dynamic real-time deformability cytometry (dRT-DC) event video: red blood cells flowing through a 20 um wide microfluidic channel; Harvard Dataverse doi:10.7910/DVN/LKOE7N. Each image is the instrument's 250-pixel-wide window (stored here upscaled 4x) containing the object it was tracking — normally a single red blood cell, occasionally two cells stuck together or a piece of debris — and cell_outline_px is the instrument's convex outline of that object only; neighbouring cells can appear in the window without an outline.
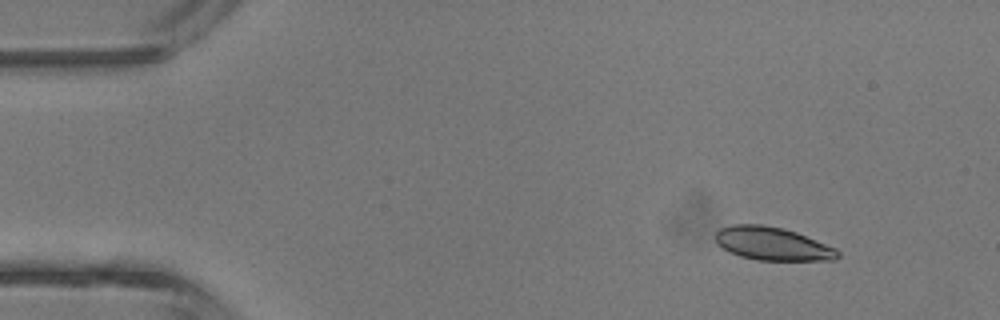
{"species": "common noctule bat (a hibernating species)", "species_latin": "Nyctalus noctula", "temperature_condition": "room temperature", "stored_images_in_passage": 5, "camera_frame_rate_fps": 3000, "um_per_image_px": 0.085, "animal": {"sex": "male", "body_mass_g": 13.3}, "frame": {"image": 1, "passage_image": 2, "time_ms": 1.0, "image_size_px": [1000, 320], "cell_outline_px": [[840, 256], [836, 260], [756, 260], [740, 256], [716, 244], [716, 232], [720, 228], [732, 224], [760, 224], [780, 228], [796, 232], [836, 248], [840, 252]], "centroid_in_image_um": [65.67, 20.72], "position_along_channel_um": 19.3, "area_um2": 23.52}}